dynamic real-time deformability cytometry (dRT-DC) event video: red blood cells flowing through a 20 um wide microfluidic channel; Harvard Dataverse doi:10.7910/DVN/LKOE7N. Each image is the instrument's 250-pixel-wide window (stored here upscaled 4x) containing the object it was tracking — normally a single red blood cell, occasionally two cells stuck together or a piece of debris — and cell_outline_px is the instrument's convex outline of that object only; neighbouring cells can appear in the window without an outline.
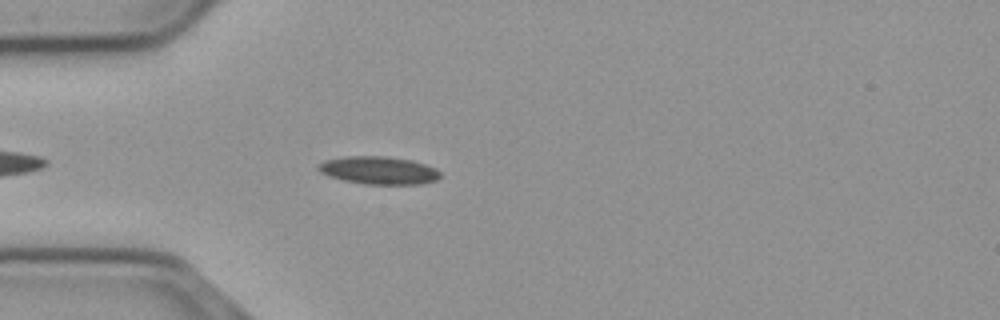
{"species": "common noctule bat (a hibernating species)", "species_latin": "Nyctalus noctula", "temperature_condition": "cold", "stored_images_in_passage": 10, "camera_frame_rate_fps": 3000, "um_per_image_px": 0.085, "animal": {"sex": "male", "body_mass_g": 23.1, "forearm_length_mm": 52.7}, "frame": {"image": 1, "passage_image": 5, "time_ms": 1.333, "image_size_px": [1000, 320], "cell_outline_px": [[440, 176], [436, 180], [420, 184], [364, 184], [344, 180], [328, 176], [320, 172], [316, 168], [324, 160], [348, 156], [384, 156], [412, 160], [436, 168], [440, 172]], "centroid_in_image_um": [32.19, 14.48], "position_along_channel_um": 52.8, "area_um2": 19.71}}